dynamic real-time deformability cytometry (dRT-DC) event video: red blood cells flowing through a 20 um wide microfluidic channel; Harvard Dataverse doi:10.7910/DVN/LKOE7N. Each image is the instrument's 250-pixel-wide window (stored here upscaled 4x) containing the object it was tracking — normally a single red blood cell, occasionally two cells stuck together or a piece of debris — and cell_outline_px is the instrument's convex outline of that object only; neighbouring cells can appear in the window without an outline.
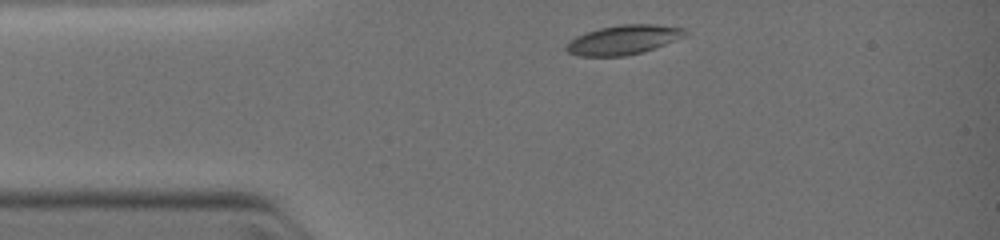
{"species": "common noctule bat (a hibernating species)", "species_latin": "Nyctalus noctula", "temperature_condition": "warm", "stored_images_in_passage": 3, "camera_frame_rate_fps": 3000, "um_per_image_px": 0.085, "animal": {"sex": "female", "body_mass_g": 19.0, "forearm_length_mm": 51.5}, "frame": {"image": 1, "passage_image": 1, "time_ms": 0.0, "image_size_px": [1000, 240], "cell_outline_px": [[688, 32], [684, 36], [676, 40], [644, 52], [624, 56], [576, 56], [568, 52], [564, 48], [576, 36], [600, 28], [620, 24], [656, 24], [684, 28]], "centroid_in_image_um": [53.01, 3.38], "position_along_channel_um": 32.0, "area_um2": 20.29}}
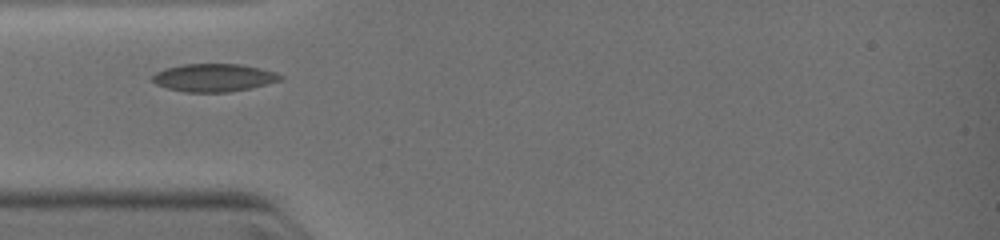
{"frame": {"image": 2, "passage_image": 2, "time_ms": 1.333, "image_size_px": [1000, 240], "cell_outline_px": [[284, 76], [280, 80], [252, 88], [228, 92], [184, 92], [168, 88], [156, 84], [152, 80], [152, 76], [156, 72], [164, 68], [184, 64], [240, 64], [260, 68], [276, 72]], "centroid_in_image_um": [18.17, 6.6], "position_along_channel_um": 66.8, "area_um2": 20.81}}